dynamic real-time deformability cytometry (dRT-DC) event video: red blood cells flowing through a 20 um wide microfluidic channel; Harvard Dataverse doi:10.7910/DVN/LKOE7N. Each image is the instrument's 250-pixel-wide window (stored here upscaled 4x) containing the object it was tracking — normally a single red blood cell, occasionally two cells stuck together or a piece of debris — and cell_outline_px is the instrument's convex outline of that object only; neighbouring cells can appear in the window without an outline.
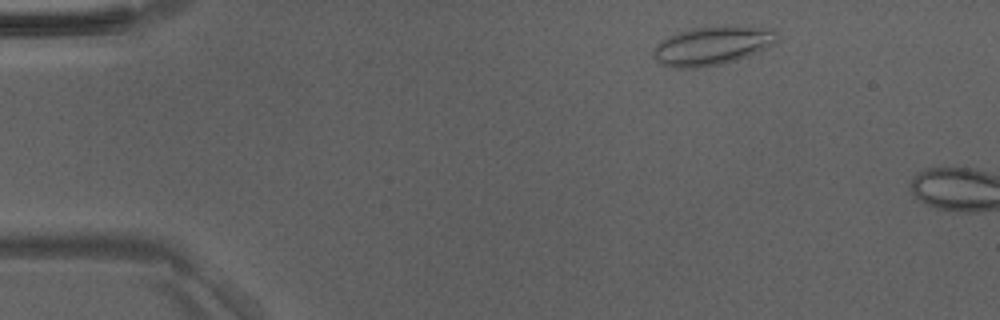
{"species": "Egyptian fruit bat (a non-hibernating species)", "species_latin": "Rousettus aegyptiacus", "temperature_condition": "room temperature", "stored_images_in_passage": 4, "camera_frame_rate_fps": 3000, "um_per_image_px": 0.085, "animal": {"sex": "male"}, "frame": {"image": 1, "passage_image": 2, "time_ms": 0.333, "image_size_px": [1000, 320], "cell_outline_px": [[776, 40], [756, 52], [748, 56], [736, 60], [720, 64], [696, 68], [672, 68], [660, 64], [652, 56], [652, 52], [656, 44], [668, 36], [676, 32], [692, 28], [736, 24], [772, 28], [776, 32]], "centroid_in_image_um": [60.49, 3.86], "position_along_channel_um": 24.5, "area_um2": 28.21}}